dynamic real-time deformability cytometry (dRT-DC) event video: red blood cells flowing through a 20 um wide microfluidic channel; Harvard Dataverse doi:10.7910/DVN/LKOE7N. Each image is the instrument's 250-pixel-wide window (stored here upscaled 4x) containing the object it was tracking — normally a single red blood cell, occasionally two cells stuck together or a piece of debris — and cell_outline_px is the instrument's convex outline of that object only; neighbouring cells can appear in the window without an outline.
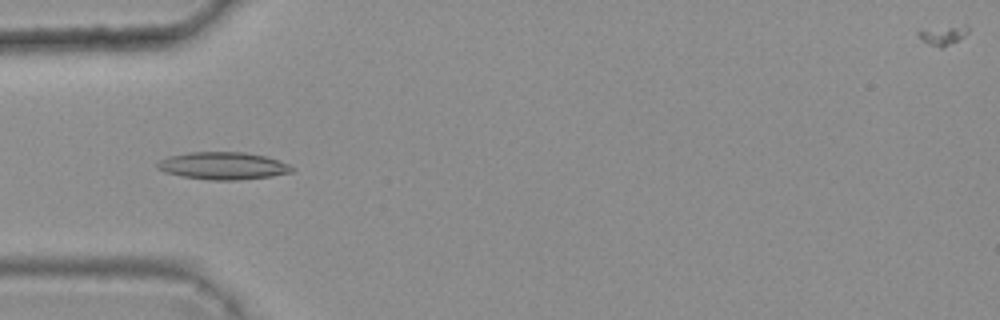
{"species": "common noctule bat (a hibernating species)", "species_latin": "Nyctalus noctula", "temperature_condition": "warm", "stored_images_in_passage": 6, "camera_frame_rate_fps": 3000, "um_per_image_px": 0.085, "animal": {"sex": "female", "body_mass_g": 25.1}, "frame": {"image": 1, "passage_image": 4, "time_ms": 1.0, "image_size_px": [1000, 320], "cell_outline_px": [[296, 168], [292, 172], [272, 176], [236, 180], [208, 180], [180, 176], [164, 172], [156, 168], [156, 164], [160, 160], [168, 156], [188, 152], [244, 152], [268, 156], [280, 160]], "centroid_in_image_um": [18.96, 14.09], "position_along_channel_um": 66.0, "area_um2": 21.79}}
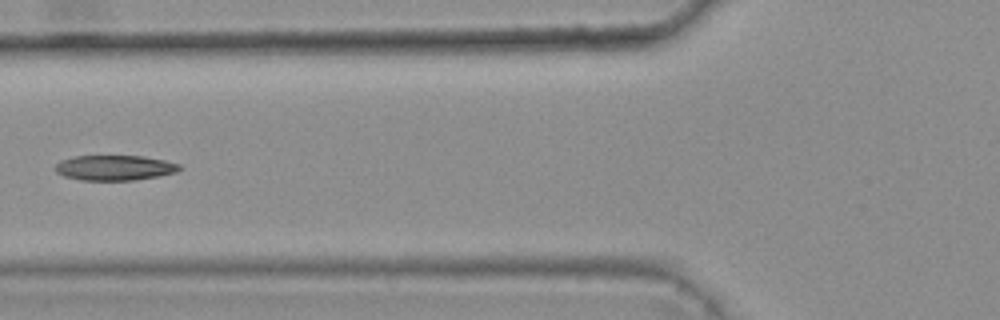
{"frame": {"image": 2, "passage_image": 5, "time_ms": 1.333, "image_size_px": [1000, 320], "cell_outline_px": [[184, 168], [176, 172], [156, 176], [132, 180], [80, 180], [64, 176], [56, 172], [56, 164], [60, 160], [72, 156], [144, 156], [164, 160], [180, 164]], "centroid_in_image_um": [9.74, 14.25], "position_along_channel_um": 116.1, "area_um2": 18.21}}
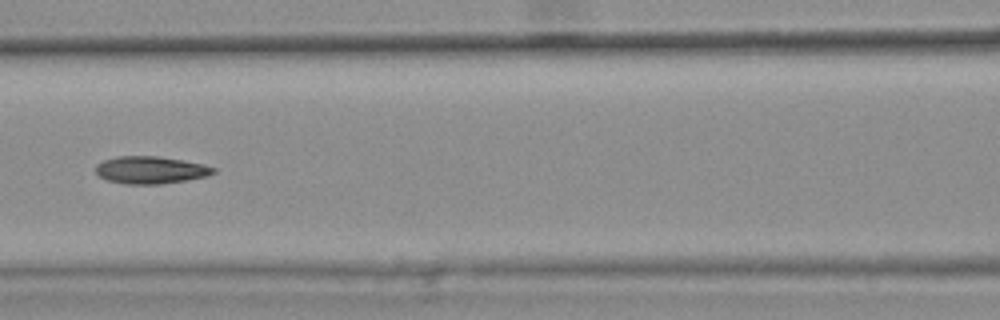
{"frame": {"image": 3, "passage_image": 6, "time_ms": 1.667, "image_size_px": [1000, 320], "cell_outline_px": [[216, 172], [208, 176], [160, 184], [124, 184], [108, 180], [100, 176], [96, 172], [96, 164], [104, 160], [116, 156], [156, 156], [204, 164], [216, 168]], "centroid_in_image_um": [12.8, 14.45], "position_along_channel_um": 153.8, "area_um2": 18.67}}